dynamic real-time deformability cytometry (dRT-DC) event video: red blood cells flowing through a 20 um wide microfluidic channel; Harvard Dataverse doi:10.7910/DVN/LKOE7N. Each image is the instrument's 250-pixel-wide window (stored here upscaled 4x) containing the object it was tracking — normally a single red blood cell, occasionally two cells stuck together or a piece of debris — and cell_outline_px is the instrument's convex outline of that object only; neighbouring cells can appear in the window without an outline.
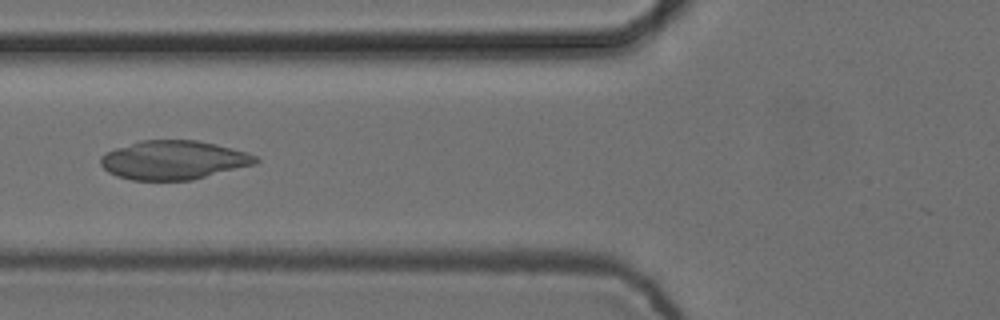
{"species": "common noctule bat (a hibernating species)", "species_latin": "Nyctalus noctula", "temperature_condition": "cold", "stored_images_in_passage": 8, "camera_frame_rate_fps": 3000, "um_per_image_px": 0.085, "animal": {"sex": "female", "body_mass_g": 24.6, "forearm_length_mm": 56.2}, "frame": {"image": 1, "passage_image": 6, "time_ms": 1.667, "image_size_px": [1000, 320], "cell_outline_px": [[260, 160], [256, 164], [192, 180], [132, 180], [116, 176], [108, 172], [100, 164], [100, 156], [104, 152], [140, 140], [196, 140], [216, 144], [232, 148], [256, 156]], "centroid_in_image_um": [14.73, 13.6], "position_along_channel_um": 111.1, "area_um2": 35.2}}
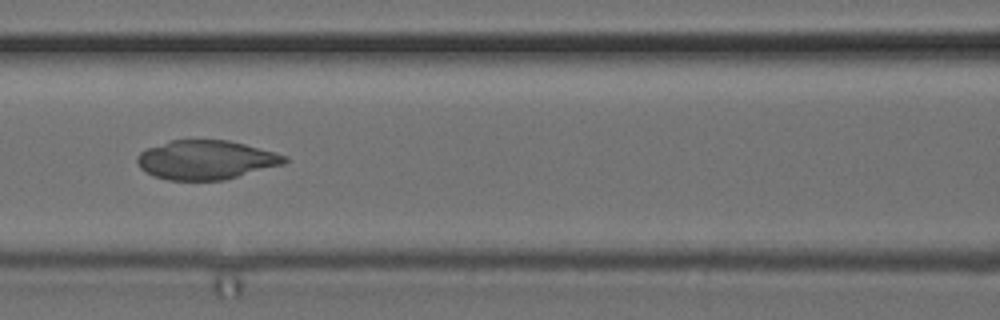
{"frame": {"image": 2, "passage_image": 7, "time_ms": 2.0, "image_size_px": [1000, 320], "cell_outline_px": [[288, 160], [284, 164], [224, 180], [168, 180], [152, 176], [140, 168], [136, 160], [136, 156], [140, 152], [148, 148], [168, 140], [228, 140], [276, 152], [288, 156]], "centroid_in_image_um": [17.5, 13.59], "position_along_channel_um": 149.1, "area_um2": 33.7}}
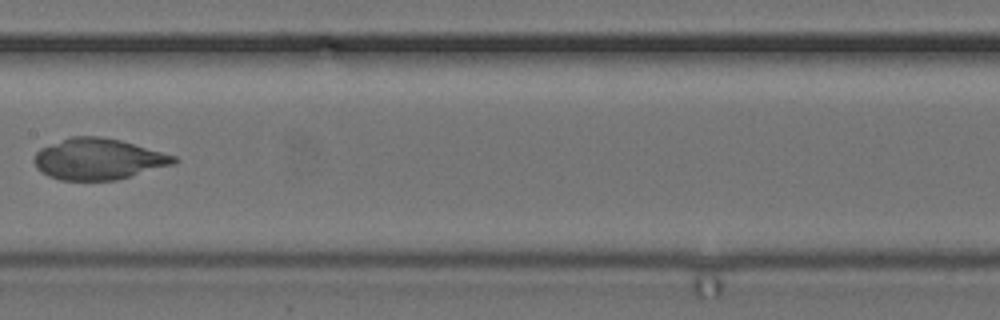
{"frame": {"image": 3, "passage_image": 8, "time_ms": 2.333, "image_size_px": [1000, 320], "cell_outline_px": [[180, 160], [176, 164], [116, 180], [60, 180], [48, 176], [40, 172], [36, 168], [32, 160], [36, 152], [40, 148], [72, 136], [100, 136], [120, 140], [176, 156]], "centroid_in_image_um": [8.35, 13.53], "position_along_channel_um": 199.1, "area_um2": 33.64}}